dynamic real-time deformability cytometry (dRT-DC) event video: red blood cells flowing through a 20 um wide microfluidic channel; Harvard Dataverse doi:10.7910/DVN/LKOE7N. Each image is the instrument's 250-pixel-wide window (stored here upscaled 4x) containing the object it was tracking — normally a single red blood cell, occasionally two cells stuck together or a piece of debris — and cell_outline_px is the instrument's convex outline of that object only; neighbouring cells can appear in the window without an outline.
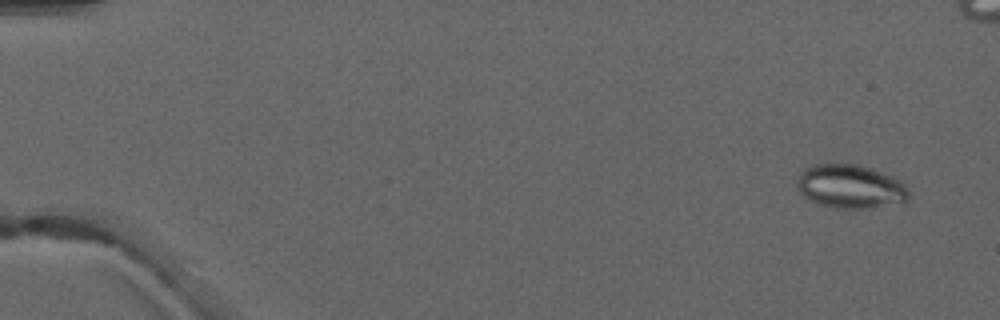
{"species": "common noctule bat (a hibernating species)", "species_latin": "Nyctalus noctula", "temperature_condition": "warm", "stored_images_in_passage": 5, "camera_frame_rate_fps": 3000, "um_per_image_px": 0.085, "animal": {"sex": "male", "forearm_length_mm": 52.5}, "frame": {"image": 1, "passage_image": 1, "time_ms": 0.0, "image_size_px": [1000, 320], "cell_outline_px": [[908, 200], [904, 204], [872, 208], [832, 208], [820, 204], [804, 196], [800, 192], [796, 184], [796, 180], [812, 164], [856, 164], [872, 168], [892, 176], [900, 180], [904, 184], [908, 192]], "centroid_in_image_um": [72.34, 15.87], "position_along_channel_um": 12.7, "area_um2": 28.55}}